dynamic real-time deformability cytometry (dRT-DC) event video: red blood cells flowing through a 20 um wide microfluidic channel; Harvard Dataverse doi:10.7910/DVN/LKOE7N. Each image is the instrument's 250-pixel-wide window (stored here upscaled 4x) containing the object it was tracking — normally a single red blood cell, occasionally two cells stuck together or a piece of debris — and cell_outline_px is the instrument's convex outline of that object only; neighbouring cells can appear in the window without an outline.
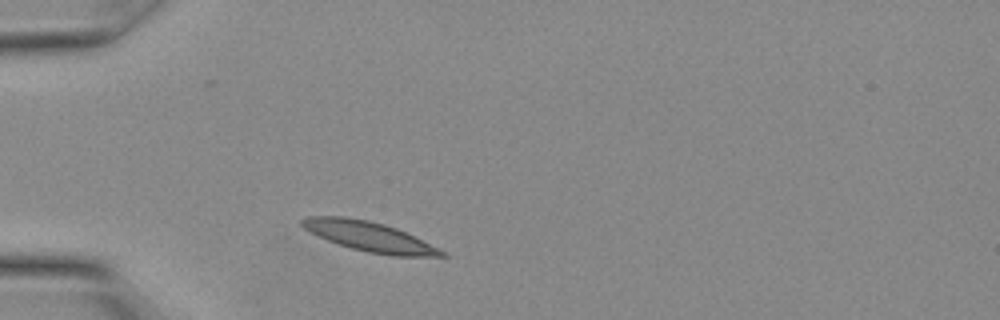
{"species": "Egyptian fruit bat (a non-hibernating species)", "species_latin": "Rousettus aegyptiacus", "temperature_condition": "warm", "stored_images_in_passage": 10, "camera_frame_rate_fps": 3000, "um_per_image_px": 0.085, "animal": {"sex": "female"}, "frame": {"image": 1, "passage_image": 2, "time_ms": 0.333, "image_size_px": [1000, 320], "cell_outline_px": [[448, 256], [392, 256], [368, 252], [352, 248], [328, 240], [304, 228], [300, 224], [300, 220], [308, 216], [344, 216], [368, 220], [384, 224], [396, 228], [444, 252]], "centroid_in_image_um": [31.33, 20.09], "position_along_channel_um": 53.7, "area_um2": 23.52}}
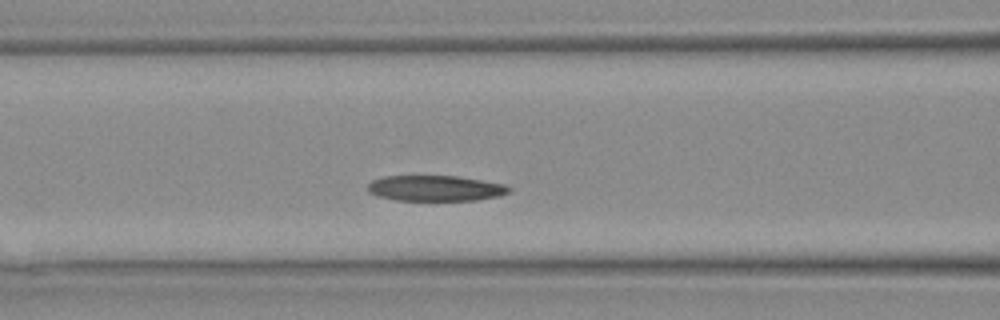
{"frame": {"image": 2, "passage_image": 6, "time_ms": 1.667, "image_size_px": [1000, 320], "cell_outline_px": [[512, 188], [508, 192], [500, 196], [476, 200], [396, 200], [380, 196], [368, 192], [368, 184], [372, 180], [384, 176], [456, 176], [504, 184]], "centroid_in_image_um": [37.01, 16.0], "position_along_channel_um": 129.6, "area_um2": 20.92}}
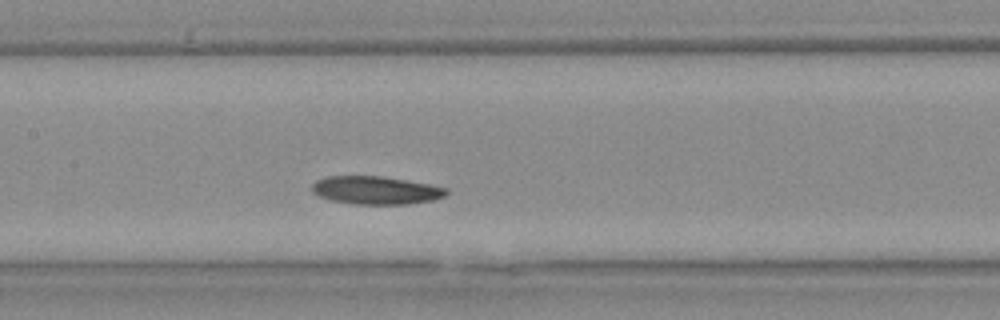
{"frame": {"image": 3, "passage_image": 8, "time_ms": 2.333, "image_size_px": [1000, 320], "cell_outline_px": [[448, 192], [444, 196], [432, 200], [408, 204], [352, 204], [332, 200], [320, 196], [312, 192], [312, 184], [316, 180], [328, 176], [380, 176], [428, 184], [448, 188]], "centroid_in_image_um": [31.93, 16.17], "position_along_channel_um": 175.5, "area_um2": 21.79}}